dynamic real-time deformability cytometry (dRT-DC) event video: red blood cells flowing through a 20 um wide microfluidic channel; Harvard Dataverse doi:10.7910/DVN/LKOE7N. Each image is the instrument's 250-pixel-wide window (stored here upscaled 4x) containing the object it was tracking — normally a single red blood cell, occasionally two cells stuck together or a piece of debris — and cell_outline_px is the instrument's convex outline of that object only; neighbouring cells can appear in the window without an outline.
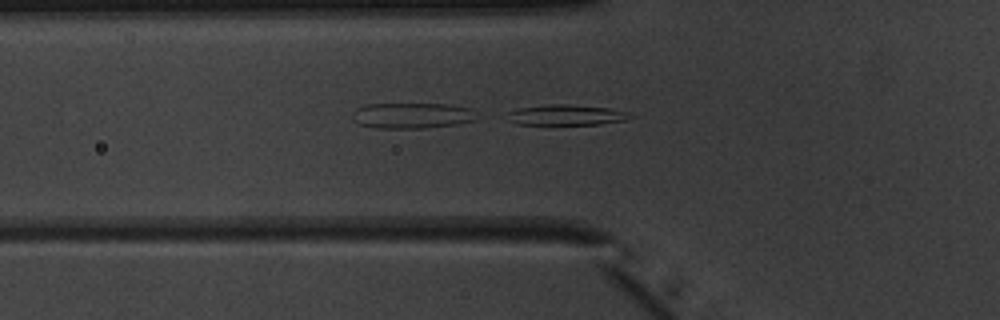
{"species": "common noctule bat (a hibernating species)", "species_latin": "Nyctalus noctula", "temperature_condition": "warm", "stored_images_in_passage": 51, "camera_frame_rate_fps": 3000, "um_per_image_px": 0.085, "animal": {"sex": "male", "body_mass_g": 20.1, "forearm_length_mm": 53.5}, "frame": {"image": 1, "passage_image": 19, "time_ms": 6.0, "image_size_px": [1000, 320], "cell_outline_px": [[632, 116], [624, 120], [600, 124], [516, 124], [504, 120], [508, 112], [516, 108], [548, 104], [572, 104], [612, 108], [628, 112]], "centroid_in_image_um": [48.06, 9.76], "position_along_channel_um": 77.7, "area_um2": 14.91}}
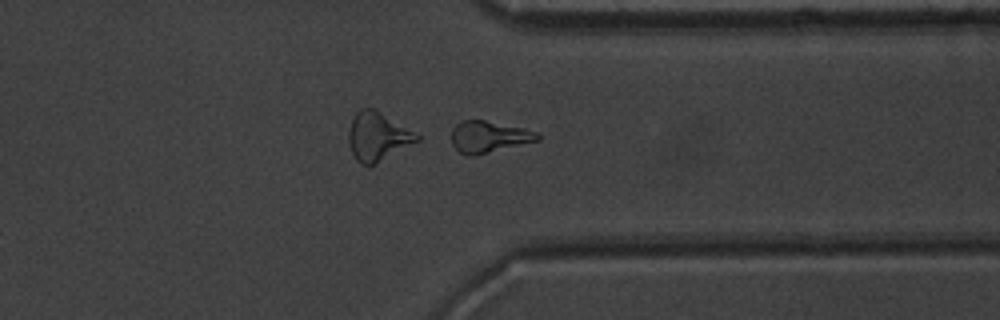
{"frame": {"image": 2, "passage_image": 41, "time_ms": 13.333, "image_size_px": [1000, 320], "cell_outline_px": [[540, 140], [472, 156], [468, 156], [460, 152], [452, 144], [452, 128], [460, 120], [484, 120], [524, 128], [536, 132], [540, 136]], "centroid_in_image_um": [41.54, 11.62], "position_along_channel_um": 369.9, "area_um2": 15.72}}